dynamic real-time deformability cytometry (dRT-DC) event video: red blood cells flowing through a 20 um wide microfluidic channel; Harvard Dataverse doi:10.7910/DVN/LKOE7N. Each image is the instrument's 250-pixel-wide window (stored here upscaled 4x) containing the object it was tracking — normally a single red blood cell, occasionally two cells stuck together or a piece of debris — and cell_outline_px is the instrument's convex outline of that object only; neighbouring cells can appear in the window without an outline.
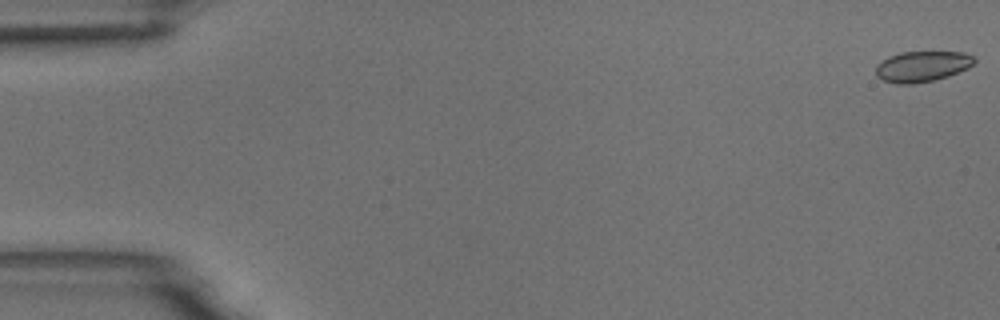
{"species": "common noctule bat (a hibernating species)", "species_latin": "Nyctalus noctula", "temperature_condition": "room temperature", "stored_images_in_passage": 55, "camera_frame_rate_fps": 3000, "um_per_image_px": 0.085, "animal": {"sex": "male", "body_mass_g": 18.8}, "frame": {"image": 1, "passage_image": 1, "time_ms": 0.0, "image_size_px": [1000, 320], "cell_outline_px": [[976, 60], [968, 68], [948, 76], [932, 80], [912, 84], [896, 84], [884, 80], [876, 76], [876, 64], [880, 60], [888, 56], [900, 52], [964, 52], [976, 56]], "centroid_in_image_um": [78.37, 5.63], "position_along_channel_um": 6.6, "area_um2": 17.74}}
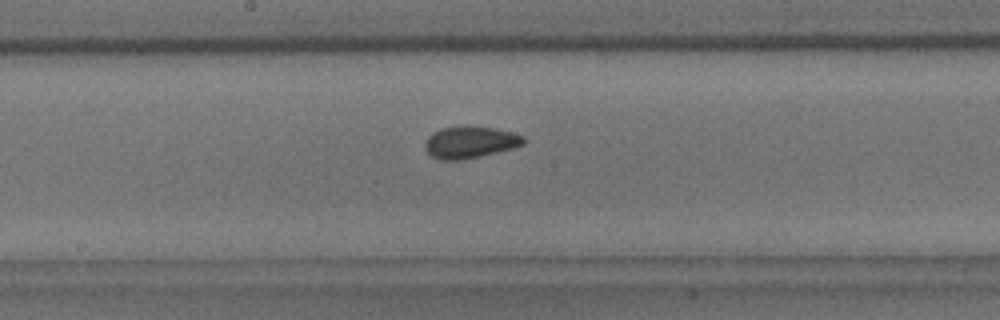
{"frame": {"image": 2, "passage_image": 29, "time_ms": 9.333, "image_size_px": [1000, 320], "cell_outline_px": [[528, 140], [524, 144], [512, 148], [464, 160], [440, 160], [432, 156], [424, 148], [424, 144], [428, 136], [432, 132], [440, 128], [464, 124], [468, 124], [492, 128], [512, 132], [524, 136]], "centroid_in_image_um": [39.94, 12.06], "position_along_channel_um": 208.3, "area_um2": 18.73}}
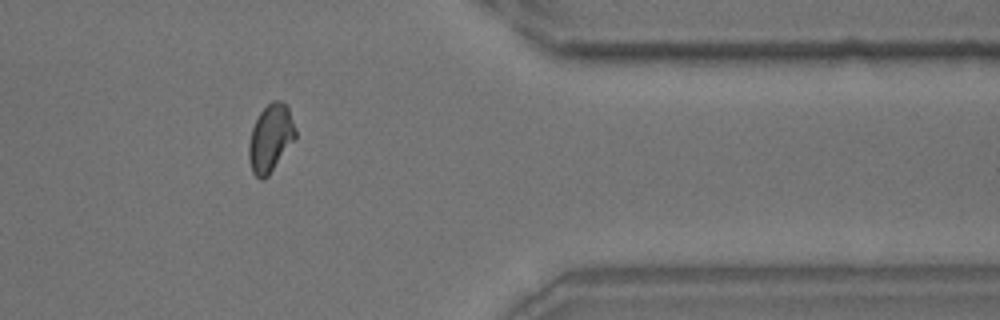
{"frame": {"image": 3, "passage_image": 45, "time_ms": 14.667, "image_size_px": [1000, 320], "cell_outline_px": [[296, 136], [268, 176], [264, 180], [260, 180], [252, 172], [248, 160], [248, 144], [252, 128], [260, 112], [272, 100], [280, 100], [288, 108], [296, 128]], "centroid_in_image_um": [22.97, 11.75], "position_along_channel_um": 388.4, "area_um2": 18.21}, "authors_computed_cell_mechanics": {"area_um2": 17.918, "velocity_mm_per_s": 3.7125, "shape_relaxation_time_tau1_ms": 4.0902, "shape_relaxation_time_tau2_ms": 1.5306, "deformation_change_tau1": 0.0664, "deformation_change_tau2": 0.0499}}